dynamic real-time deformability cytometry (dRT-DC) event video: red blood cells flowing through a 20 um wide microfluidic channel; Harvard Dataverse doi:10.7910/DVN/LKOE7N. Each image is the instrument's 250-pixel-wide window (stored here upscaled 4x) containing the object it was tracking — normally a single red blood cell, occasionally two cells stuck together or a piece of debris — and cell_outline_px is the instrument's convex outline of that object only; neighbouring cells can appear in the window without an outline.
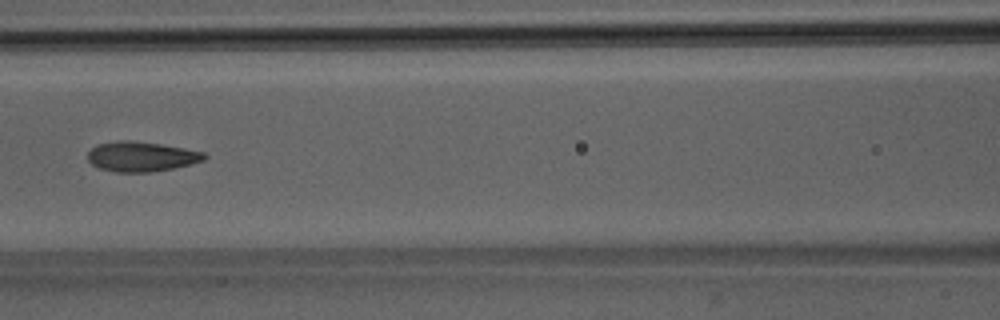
{"species": "Egyptian fruit bat (a non-hibernating species)", "species_latin": "Rousettus aegyptiacus", "temperature_condition": "room temperature", "stored_images_in_passage": 5, "camera_frame_rate_fps": 3000, "um_per_image_px": 0.085, "animal": {"sex": "male"}, "frame": {"image": 1, "passage_image": 5, "time_ms": 4.667, "image_size_px": [1000, 320], "cell_outline_px": [[208, 156], [204, 160], [192, 164], [152, 172], [116, 172], [100, 168], [92, 164], [88, 160], [88, 152], [96, 144], [120, 140], [128, 140], [160, 144], [184, 148], [204, 152]], "centroid_in_image_um": [12.02, 13.3], "position_along_channel_um": 154.6, "area_um2": 20.29}}